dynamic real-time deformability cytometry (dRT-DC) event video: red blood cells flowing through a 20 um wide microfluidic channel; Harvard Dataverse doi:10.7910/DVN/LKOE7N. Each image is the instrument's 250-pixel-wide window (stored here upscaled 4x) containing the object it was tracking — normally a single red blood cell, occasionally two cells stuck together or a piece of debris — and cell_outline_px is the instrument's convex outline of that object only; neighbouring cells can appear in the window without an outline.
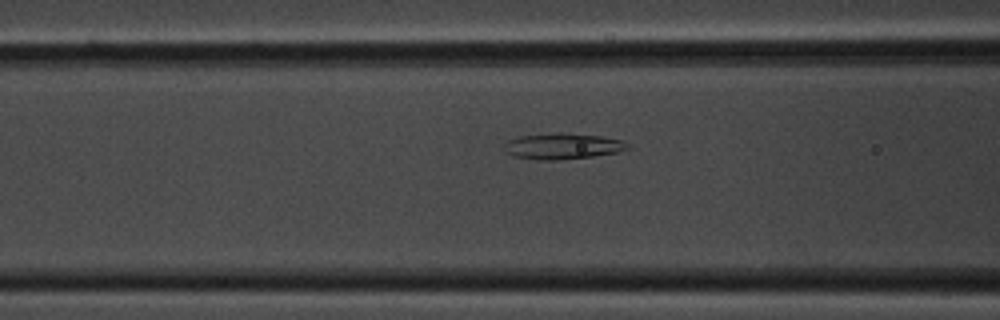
{"species": "common noctule bat (a hibernating species)", "species_latin": "Nyctalus noctula", "temperature_condition": "room temperature", "stored_images_in_passage": 20, "camera_frame_rate_fps": 3000, "um_per_image_px": 0.085, "animal": {"sex": "male", "body_mass_g": 20.1, "forearm_length_mm": 53.5}, "frame": {"image": 1, "passage_image": 5, "time_ms": 1.333, "image_size_px": [1000, 320], "cell_outline_px": [[632, 148], [616, 152], [592, 156], [556, 160], [536, 160], [512, 156], [504, 152], [504, 144], [508, 140], [520, 136], [556, 132], [560, 132], [600, 136], [624, 140]], "centroid_in_image_um": [47.79, 12.42], "position_along_channel_um": 118.8, "area_um2": 18.84}}
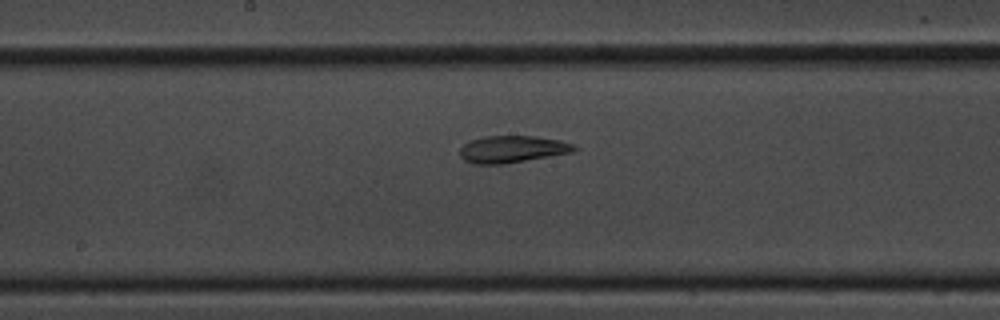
{"frame": {"image": 2, "passage_image": 12, "time_ms": 3.667, "image_size_px": [1000, 320], "cell_outline_px": [[580, 148], [572, 152], [504, 164], [472, 164], [464, 160], [460, 156], [460, 148], [468, 140], [484, 136], [536, 136], [560, 140], [572, 144]], "centroid_in_image_um": [43.51, 12.68], "position_along_channel_um": 204.7, "area_um2": 18.09}}
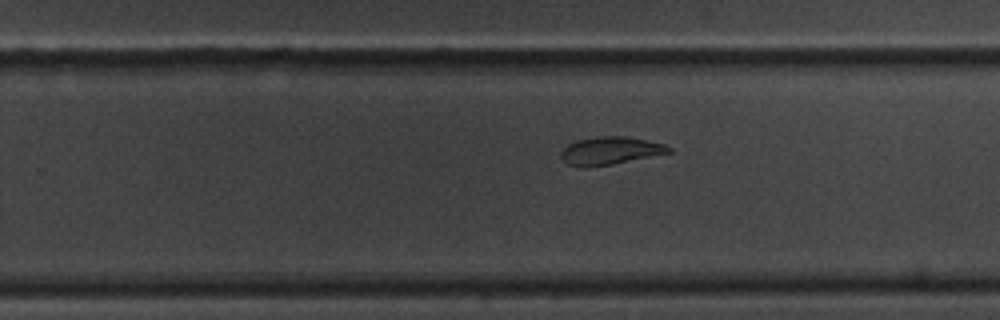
{"frame": {"image": 3, "passage_image": 18, "time_ms": 5.667, "image_size_px": [1000, 320], "cell_outline_px": [[672, 152], [612, 164], [580, 168], [568, 164], [560, 156], [560, 152], [568, 144], [576, 140], [600, 136], [624, 136], [664, 144], [672, 148]], "centroid_in_image_um": [51.83, 12.81], "position_along_channel_um": 278.0, "area_um2": 17.34}}